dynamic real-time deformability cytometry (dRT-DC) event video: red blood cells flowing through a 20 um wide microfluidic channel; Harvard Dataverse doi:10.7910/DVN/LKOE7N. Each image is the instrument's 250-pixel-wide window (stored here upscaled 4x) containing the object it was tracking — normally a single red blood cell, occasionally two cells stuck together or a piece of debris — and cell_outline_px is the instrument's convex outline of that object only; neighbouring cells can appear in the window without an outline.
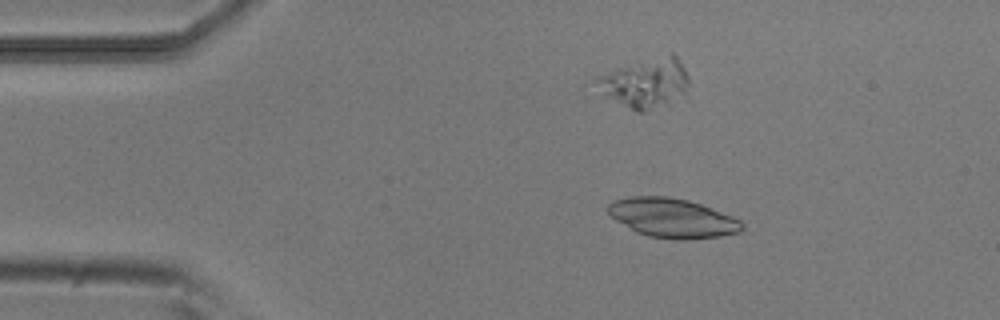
{"species": "common noctule bat (a hibernating species)", "species_latin": "Nyctalus noctula", "temperature_condition": "room temperature", "stored_images_in_passage": 27, "camera_frame_rate_fps": 3000, "um_per_image_px": 0.085, "animal": {"sex": "male", "body_mass_g": 20.5, "forearm_length_mm": 52.5}, "frame": {"image": 1, "passage_image": 8, "time_ms": 2.333, "image_size_px": [1000, 320], "cell_outline_px": [[744, 228], [740, 232], [720, 236], [688, 240], [676, 240], [648, 236], [636, 232], [616, 220], [608, 212], [608, 204], [616, 200], [632, 196], [668, 196], [688, 200], [700, 204], [732, 216], [740, 220], [744, 224]], "centroid_in_image_um": [57.17, 18.54], "position_along_channel_um": 27.8, "area_um2": 30.63}}